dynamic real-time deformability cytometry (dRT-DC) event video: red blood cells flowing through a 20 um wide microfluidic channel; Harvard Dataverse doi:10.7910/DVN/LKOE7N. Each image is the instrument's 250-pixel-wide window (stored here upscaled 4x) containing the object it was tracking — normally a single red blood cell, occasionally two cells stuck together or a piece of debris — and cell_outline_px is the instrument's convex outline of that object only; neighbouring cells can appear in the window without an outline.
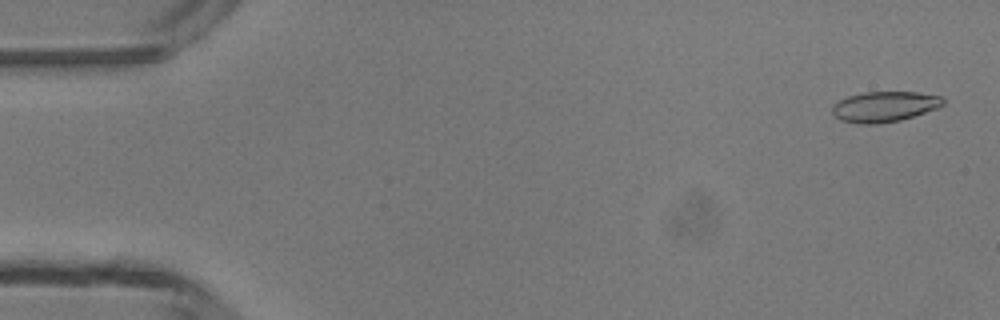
{"species": "common noctule bat (a hibernating species)", "species_latin": "Nyctalus noctula", "temperature_condition": "room temperature", "stored_images_in_passage": 5, "camera_frame_rate_fps": 3000, "um_per_image_px": 0.085, "animal": {"sex": "male", "body_mass_g": 13.3}, "frame": {"image": 1, "passage_image": 1, "time_ms": 0.0, "image_size_px": [1000, 320], "cell_outline_px": [[944, 104], [936, 108], [900, 120], [876, 124], [860, 124], [840, 120], [832, 112], [832, 104], [848, 96], [864, 92], [916, 92], [940, 96], [944, 100]], "centroid_in_image_um": [75.14, 9.06], "position_along_channel_um": 9.9, "area_um2": 19.48}}
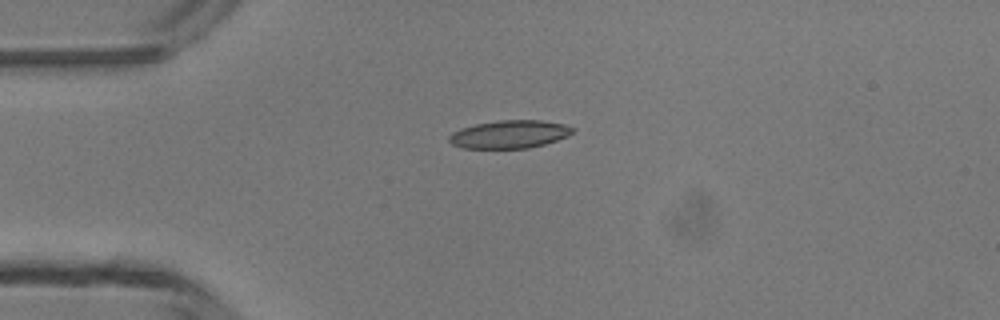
{"frame": {"image": 2, "passage_image": 3, "time_ms": 3.333, "image_size_px": [1000, 320], "cell_outline_px": [[576, 128], [568, 136], [544, 144], [528, 148], [464, 148], [452, 144], [448, 140], [448, 136], [452, 132], [460, 128], [476, 124], [500, 120], [540, 120], [564, 124]], "centroid_in_image_um": [43.3, 11.41], "position_along_channel_um": 41.7, "area_um2": 20.11}}
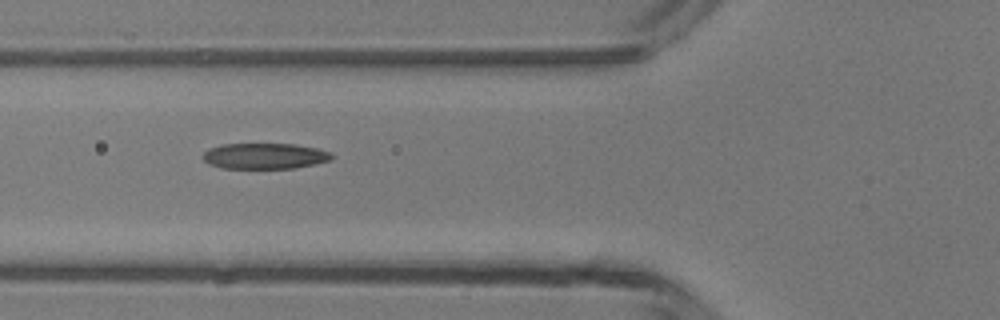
{"frame": {"image": 3, "passage_image": 5, "time_ms": 5.333, "image_size_px": [1000, 320], "cell_outline_px": [[332, 156], [328, 160], [316, 164], [296, 168], [220, 168], [208, 164], [200, 156], [208, 148], [220, 144], [296, 144], [320, 148], [332, 152]], "centroid_in_image_um": [22.47, 13.25], "position_along_channel_um": 103.3, "area_um2": 19.65}}